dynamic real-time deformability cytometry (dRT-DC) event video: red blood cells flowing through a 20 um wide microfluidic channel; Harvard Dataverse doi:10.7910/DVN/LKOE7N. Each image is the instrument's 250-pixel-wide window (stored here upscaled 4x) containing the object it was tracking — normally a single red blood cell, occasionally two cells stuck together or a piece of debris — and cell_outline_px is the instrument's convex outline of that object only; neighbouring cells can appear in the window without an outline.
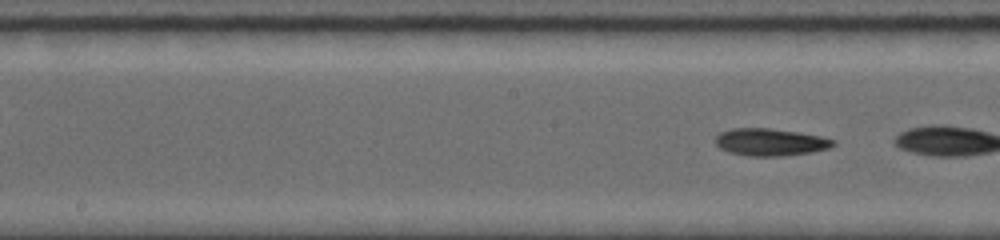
{"species": "common noctule bat (a hibernating species)", "species_latin": "Nyctalus noctula", "temperature_condition": "room temperature", "stored_images_in_passage": 12, "segment_of_instrument_passage": [2, 2], "camera_frame_rate_fps": 5000, "um_per_image_px": 0.085, "animal": {"sex": "female", "body_mass_g": 19.0, "forearm_length_mm": 56.7}, "frame": {"image": 1, "passage_image": 12, "time_ms": 9.2, "image_size_px": [1000, 240], "cell_outline_px": [[832, 144], [828, 148], [812, 152], [780, 156], [748, 156], [732, 152], [720, 148], [716, 144], [716, 136], [720, 132], [736, 128], [768, 128], [820, 136], [832, 140]], "centroid_in_image_um": [65.42, 12.08], "position_along_channel_um": 182.8, "area_um2": 18.21}}